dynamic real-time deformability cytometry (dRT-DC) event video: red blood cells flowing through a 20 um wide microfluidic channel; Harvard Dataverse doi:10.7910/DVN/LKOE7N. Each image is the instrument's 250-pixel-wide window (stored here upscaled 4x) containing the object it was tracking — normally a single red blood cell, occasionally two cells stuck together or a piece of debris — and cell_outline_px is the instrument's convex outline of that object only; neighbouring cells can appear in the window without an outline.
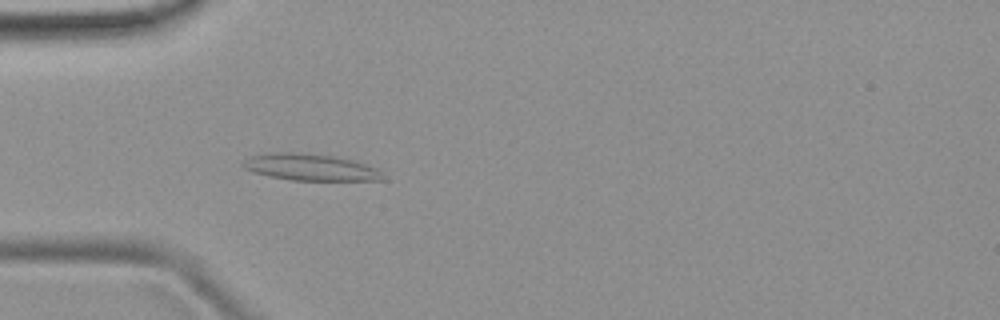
{"species": "common noctule bat (a hibernating species)", "species_latin": "Nyctalus noctula", "temperature_condition": "room temperature", "stored_images_in_passage": 51, "camera_frame_rate_fps": 3000, "um_per_image_px": 0.085, "animal": {"sex": "female", "body_mass_g": 19.9}, "frame": {"image": 1, "passage_image": 15, "time_ms": 4.667, "image_size_px": [1000, 320], "cell_outline_px": [[388, 180], [292, 180], [268, 176], [252, 172], [244, 168], [240, 164], [248, 156], [264, 152], [308, 152], [356, 160], [376, 168]], "centroid_in_image_um": [26.33, 14.19], "position_along_channel_um": 58.7, "area_um2": 22.2}}
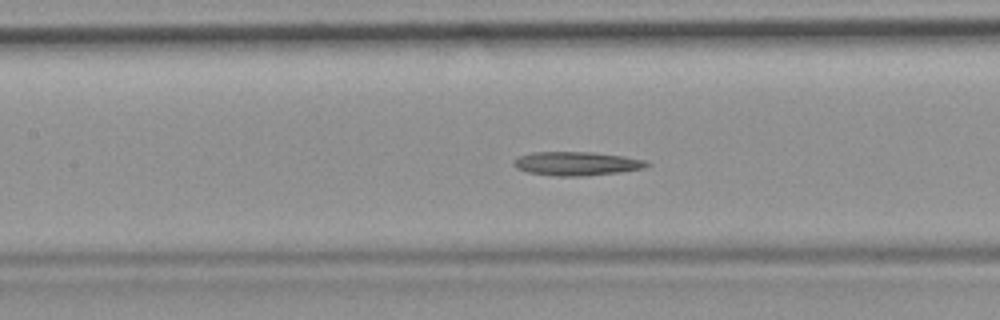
{"frame": {"image": 2, "passage_image": 23, "time_ms": 7.333, "image_size_px": [1000, 320], "cell_outline_px": [[652, 164], [644, 168], [620, 172], [588, 176], [556, 176], [528, 172], [516, 168], [512, 164], [512, 160], [520, 156], [532, 152], [592, 152], [624, 156], [648, 160]], "centroid_in_image_um": [49.04, 13.9], "position_along_channel_um": 158.4, "area_um2": 18.67}}
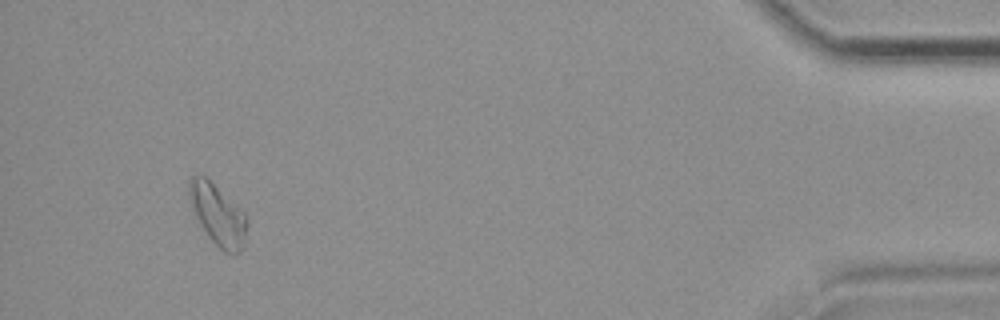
{"frame": {"image": 3, "passage_image": 48, "time_ms": 15.667, "image_size_px": [1000, 320], "cell_outline_px": [[248, 220], [244, 248], [240, 252], [232, 256], [224, 252], [208, 236], [200, 224], [196, 216], [188, 192], [188, 180], [192, 176], [204, 176], [244, 212], [248, 216]], "centroid_in_image_um": [18.56, 18.31], "position_along_channel_um": 416.6, "area_um2": 20.35}}